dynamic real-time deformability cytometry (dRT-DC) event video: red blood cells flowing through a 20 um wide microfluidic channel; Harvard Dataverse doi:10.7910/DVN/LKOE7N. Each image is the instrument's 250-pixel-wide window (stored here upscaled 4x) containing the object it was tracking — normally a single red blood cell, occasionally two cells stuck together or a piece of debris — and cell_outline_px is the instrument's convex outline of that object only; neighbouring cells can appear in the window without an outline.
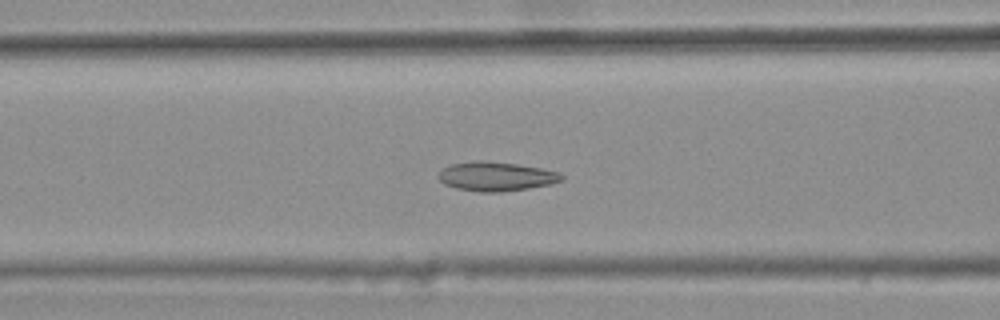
{"species": "common noctule bat (a hibernating species)", "species_latin": "Nyctalus noctula", "temperature_condition": "warm", "stored_images_in_passage": 43, "camera_frame_rate_fps": 3000, "um_per_image_px": 0.085, "animal": {"sex": "female", "body_mass_g": 25.1}, "frame": {"image": 1, "passage_image": 21, "time_ms": 6.667, "image_size_px": [1000, 320], "cell_outline_px": [[564, 180], [552, 184], [504, 192], [480, 192], [456, 188], [444, 184], [436, 176], [444, 168], [452, 164], [476, 160], [484, 160], [516, 164], [540, 168], [560, 172], [564, 176]], "centroid_in_image_um": [42.19, 15.0], "position_along_channel_um": 124.4, "area_um2": 21.04}}
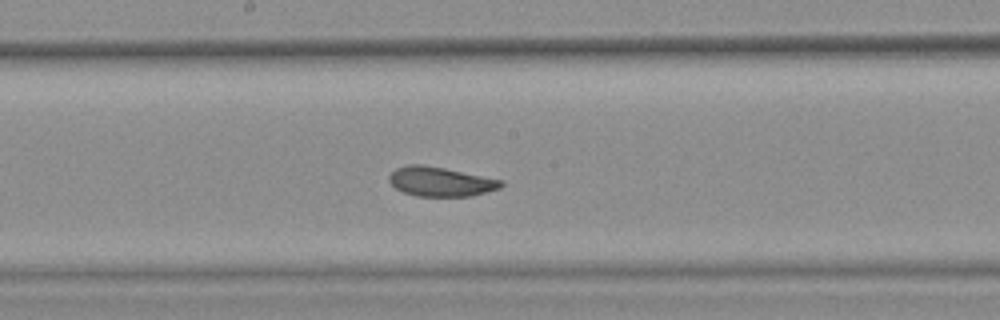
{"frame": {"image": 2, "passage_image": 28, "time_ms": 9.0, "image_size_px": [1000, 320], "cell_outline_px": [[504, 184], [500, 188], [472, 196], [416, 196], [404, 192], [396, 188], [388, 180], [388, 176], [396, 168], [408, 164], [424, 164], [504, 180]], "centroid_in_image_um": [37.45, 15.43], "position_along_channel_um": 210.7, "area_um2": 19.25}}
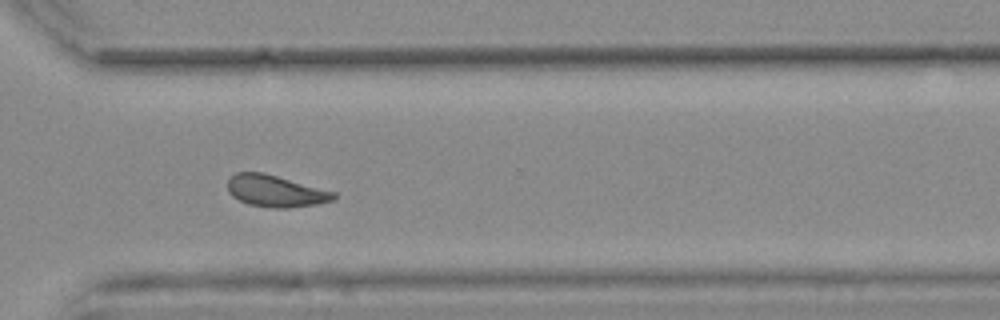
{"frame": {"image": 3, "passage_image": 39, "time_ms": 12.667, "image_size_px": [1000, 320], "cell_outline_px": [[336, 200], [316, 204], [288, 208], [272, 208], [248, 204], [232, 196], [228, 192], [228, 180], [236, 172], [264, 172], [336, 192]], "centroid_in_image_um": [23.44, 16.24], "position_along_channel_um": 347.2, "area_um2": 19.71}, "authors_computed_cell_mechanics": {"area_um2": 19.9988, "velocity_mm_per_s": 3.7057, "shape_relaxation_time_tau1_ms": null, "shape_relaxation_time_tau2_ms": 3.6384, "deformation_change_tau1": null, "deformation_change_tau2": 0.0952}}